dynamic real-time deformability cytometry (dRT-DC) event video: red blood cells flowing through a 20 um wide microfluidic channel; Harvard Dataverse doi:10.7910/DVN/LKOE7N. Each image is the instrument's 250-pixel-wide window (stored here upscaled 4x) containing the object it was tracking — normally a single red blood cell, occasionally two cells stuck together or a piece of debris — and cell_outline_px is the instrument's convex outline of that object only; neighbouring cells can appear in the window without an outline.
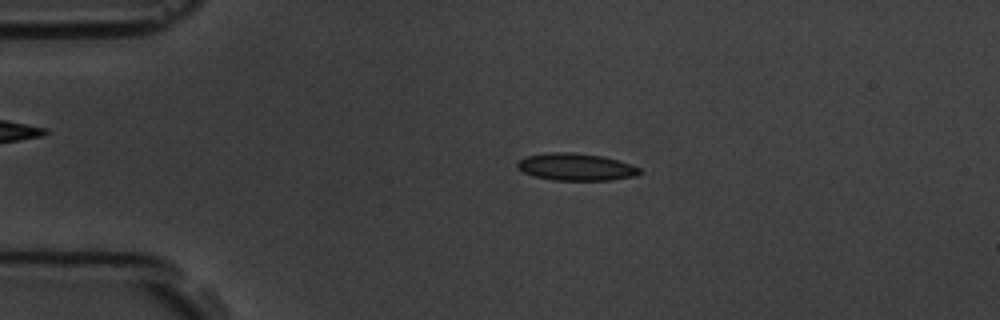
{"species": "common noctule bat (a hibernating species)", "species_latin": "Nyctalus noctula", "temperature_condition": "room temperature", "stored_images_in_passage": 4, "camera_frame_rate_fps": 3000, "um_per_image_px": 0.085, "animal": {"sex": "male", "body_mass_g": 19.5, "forearm_length_mm": 54.6}, "frame": {"image": 1, "passage_image": 3, "time_ms": 2.333, "image_size_px": [1000, 320], "cell_outline_px": [[644, 172], [636, 176], [612, 180], [552, 180], [532, 176], [516, 168], [516, 164], [520, 160], [528, 156], [552, 152], [572, 152], [600, 156], [616, 160], [640, 168]], "centroid_in_image_um": [48.95, 14.2], "position_along_channel_um": 36.0, "area_um2": 19.31}}